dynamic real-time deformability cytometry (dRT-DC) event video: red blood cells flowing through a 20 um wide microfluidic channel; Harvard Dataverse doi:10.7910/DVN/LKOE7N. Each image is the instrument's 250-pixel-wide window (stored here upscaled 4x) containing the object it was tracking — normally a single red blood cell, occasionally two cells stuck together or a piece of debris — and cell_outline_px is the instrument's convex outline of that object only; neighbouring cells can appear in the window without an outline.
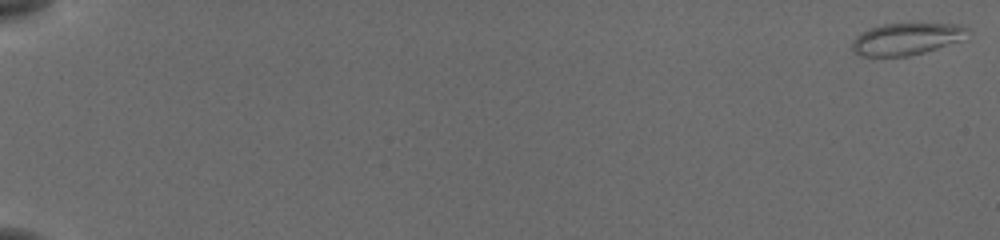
{"species": "common noctule bat (a hibernating species)", "species_latin": "Nyctalus noctula", "temperature_condition": "cold", "stored_images_in_passage": 15, "camera_frame_rate_fps": 3000, "um_per_image_px": 0.085, "animal": {"sex": "female", "body_mass_g": 19.5, "forearm_length_mm": 54.1}, "frame": {"image": 1, "passage_image": 1, "time_ms": 0.0, "image_size_px": [1000, 240], "cell_outline_px": [[968, 28], [960, 40], [924, 52], [908, 56], [860, 56], [852, 48], [852, 40], [860, 32], [868, 28], [884, 24], [916, 20], [956, 24]], "centroid_in_image_um": [77.01, 3.24], "position_along_channel_um": 8.0, "area_um2": 22.08}}